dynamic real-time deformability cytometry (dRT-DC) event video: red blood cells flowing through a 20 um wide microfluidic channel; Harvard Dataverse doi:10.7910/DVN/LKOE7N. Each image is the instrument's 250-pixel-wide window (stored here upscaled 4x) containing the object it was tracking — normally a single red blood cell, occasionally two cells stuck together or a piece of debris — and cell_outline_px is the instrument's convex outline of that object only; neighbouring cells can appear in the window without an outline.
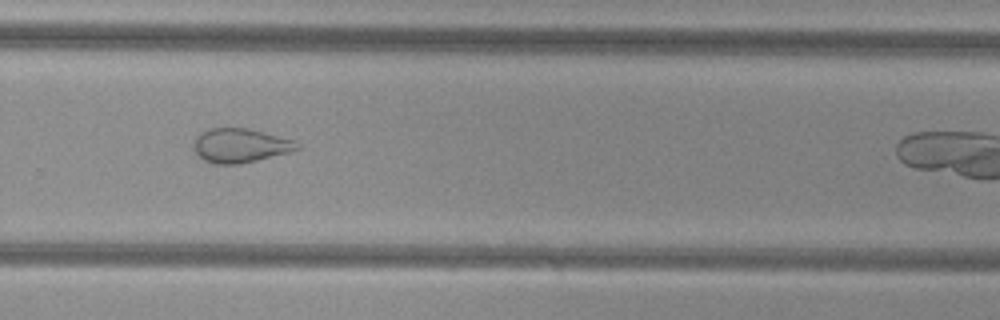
{"species": "common noctule bat (a hibernating species)", "species_latin": "Nyctalus noctula", "temperature_condition": "cold", "stored_images_in_passage": 27, "camera_frame_rate_fps": 3000, "um_per_image_px": 0.085, "animal": {"sex": "female", "body_mass_g": 29.2, "forearm_length_mm": 56.3}, "frame": {"image": 1, "passage_image": 20, "time_ms": 6.333, "image_size_px": [1000, 320], "cell_outline_px": [[300, 148], [292, 152], [240, 164], [212, 164], [204, 160], [196, 152], [196, 136], [200, 132], [208, 128], [248, 128], [296, 140], [300, 144]], "centroid_in_image_um": [20.48, 12.37], "position_along_channel_um": 309.3, "area_um2": 20.63}}